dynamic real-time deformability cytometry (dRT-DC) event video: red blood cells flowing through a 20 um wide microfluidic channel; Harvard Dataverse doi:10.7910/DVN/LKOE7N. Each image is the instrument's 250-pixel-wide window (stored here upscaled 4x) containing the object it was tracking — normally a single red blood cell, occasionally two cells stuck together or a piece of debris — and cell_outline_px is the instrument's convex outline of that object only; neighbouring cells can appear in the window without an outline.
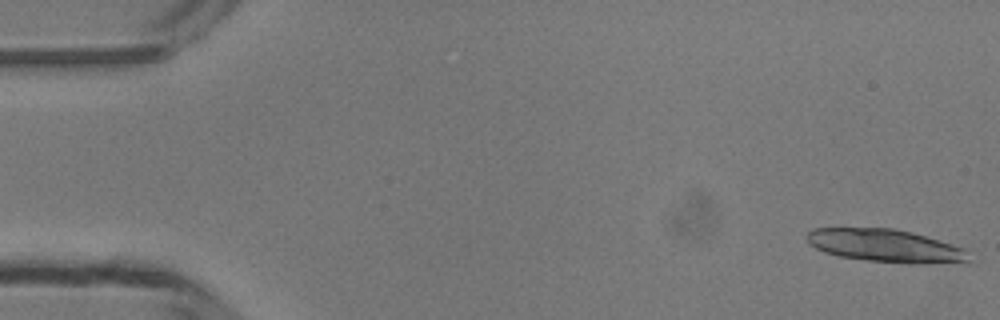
{"species": "common noctule bat (a hibernating species)", "species_latin": "Nyctalus noctula", "temperature_condition": "room temperature", "stored_images_in_passage": 29, "camera_frame_rate_fps": 3000, "um_per_image_px": 0.085, "animal": {"sex": "male", "body_mass_g": 13.3}, "frame": {"image": 1, "passage_image": 1, "time_ms": 0.0, "image_size_px": [1000, 320], "cell_outline_px": [[968, 264], [908, 264], [868, 260], [840, 256], [824, 252], [808, 244], [808, 232], [812, 228], [892, 228], [912, 232], [964, 248], [968, 260]], "centroid_in_image_um": [75.31, 20.91], "position_along_channel_um": 9.7, "area_um2": 31.21}}
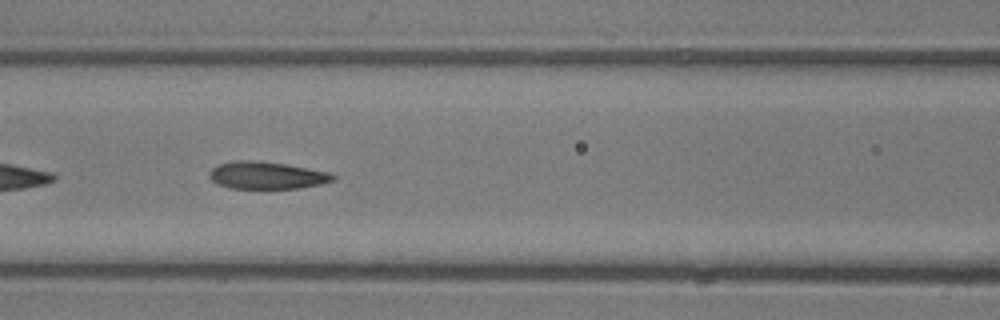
{"frame": {"image": 2, "passage_image": 21, "time_ms": 6.667, "image_size_px": [1000, 320], "cell_outline_px": [[336, 180], [320, 184], [296, 188], [228, 188], [216, 184], [208, 176], [208, 172], [212, 168], [220, 164], [232, 160], [260, 160], [308, 168], [328, 172], [336, 176]], "centroid_in_image_um": [22.63, 14.89], "position_along_channel_um": 144.0, "area_um2": 19.77}}
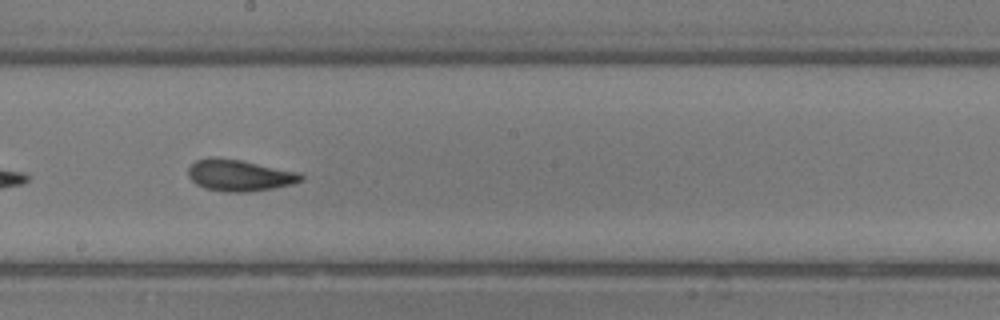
{"frame": {"image": 3, "passage_image": 27, "time_ms": 8.667, "image_size_px": [1000, 320], "cell_outline_px": [[304, 180], [292, 184], [272, 188], [244, 192], [228, 192], [204, 188], [196, 184], [188, 176], [188, 168], [196, 160], [208, 156], [212, 156], [240, 160], [300, 172], [304, 176]], "centroid_in_image_um": [20.34, 14.89], "position_along_channel_um": 227.9, "area_um2": 20.75}}